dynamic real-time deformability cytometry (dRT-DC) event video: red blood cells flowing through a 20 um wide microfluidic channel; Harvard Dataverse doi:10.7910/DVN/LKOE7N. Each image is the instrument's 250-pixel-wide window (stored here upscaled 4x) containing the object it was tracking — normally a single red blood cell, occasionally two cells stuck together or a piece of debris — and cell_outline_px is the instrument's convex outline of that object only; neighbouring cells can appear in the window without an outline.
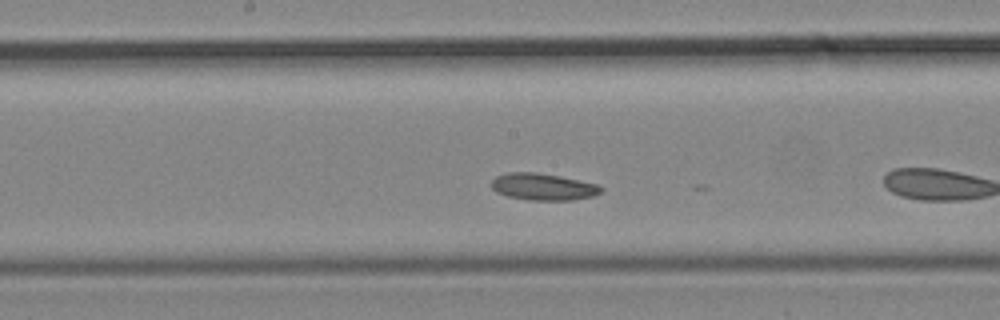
{"species": "common noctule bat (a hibernating species)", "species_latin": "Nyctalus noctula", "temperature_condition": "cold", "stored_images_in_passage": 32, "camera_frame_rate_fps": 3000, "um_per_image_px": 0.085, "animal": {"sex": "male", "body_mass_g": 19.2, "forearm_length_mm": 51.8}, "frame": {"image": 1, "passage_image": 10, "time_ms": 3.0, "image_size_px": [1000, 320], "cell_outline_px": [[604, 188], [600, 192], [592, 196], [572, 200], [528, 200], [508, 196], [496, 192], [492, 188], [492, 180], [496, 176], [508, 172], [536, 172], [560, 176], [596, 184]], "centroid_in_image_um": [46.14, 15.87], "position_along_channel_um": 202.1, "area_um2": 17.05}}
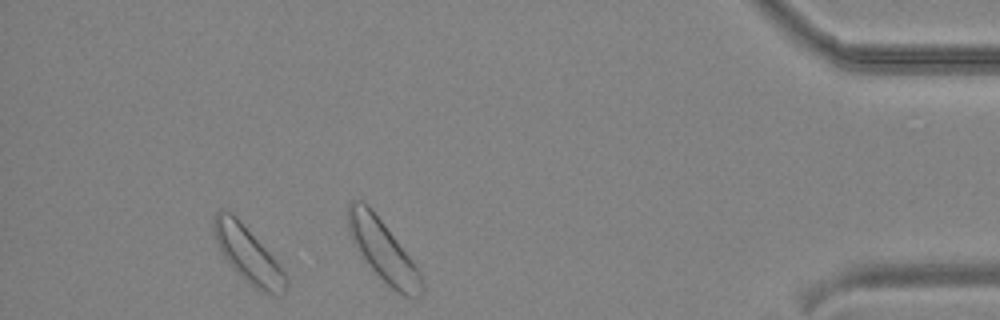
{"frame": {"image": 2, "passage_image": 28, "time_ms": 9.0, "image_size_px": [1000, 320], "cell_outline_px": [[288, 288], [284, 296], [272, 296], [252, 284], [240, 276], [232, 268], [224, 256], [216, 240], [212, 220], [216, 212], [220, 208], [232, 212], [236, 216], [268, 252], [284, 272], [288, 280]], "centroid_in_image_um": [21.09, 21.65], "position_along_channel_um": 414.1, "area_um2": 23.06}}